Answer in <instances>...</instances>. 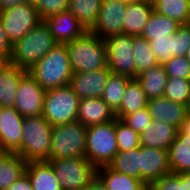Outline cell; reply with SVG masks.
<instances>
[{"instance_id": "obj_1", "label": "cell", "mask_w": 190, "mask_h": 190, "mask_svg": "<svg viewBox=\"0 0 190 190\" xmlns=\"http://www.w3.org/2000/svg\"><path fill=\"white\" fill-rule=\"evenodd\" d=\"M56 44L48 26L41 21L22 39L11 45L7 62L28 71Z\"/></svg>"}, {"instance_id": "obj_2", "label": "cell", "mask_w": 190, "mask_h": 190, "mask_svg": "<svg viewBox=\"0 0 190 190\" xmlns=\"http://www.w3.org/2000/svg\"><path fill=\"white\" fill-rule=\"evenodd\" d=\"M28 73L45 91L69 85L73 71L66 45L57 43Z\"/></svg>"}, {"instance_id": "obj_3", "label": "cell", "mask_w": 190, "mask_h": 190, "mask_svg": "<svg viewBox=\"0 0 190 190\" xmlns=\"http://www.w3.org/2000/svg\"><path fill=\"white\" fill-rule=\"evenodd\" d=\"M73 73L89 72L108 67L104 39L87 31L65 44Z\"/></svg>"}, {"instance_id": "obj_4", "label": "cell", "mask_w": 190, "mask_h": 190, "mask_svg": "<svg viewBox=\"0 0 190 190\" xmlns=\"http://www.w3.org/2000/svg\"><path fill=\"white\" fill-rule=\"evenodd\" d=\"M52 128L40 116L24 117L20 147L14 152L28 161H45L50 156Z\"/></svg>"}, {"instance_id": "obj_5", "label": "cell", "mask_w": 190, "mask_h": 190, "mask_svg": "<svg viewBox=\"0 0 190 190\" xmlns=\"http://www.w3.org/2000/svg\"><path fill=\"white\" fill-rule=\"evenodd\" d=\"M86 130L78 121L53 126L50 156L45 161L86 157Z\"/></svg>"}, {"instance_id": "obj_6", "label": "cell", "mask_w": 190, "mask_h": 190, "mask_svg": "<svg viewBox=\"0 0 190 190\" xmlns=\"http://www.w3.org/2000/svg\"><path fill=\"white\" fill-rule=\"evenodd\" d=\"M117 153L115 119L87 127L86 158L95 168L107 166Z\"/></svg>"}, {"instance_id": "obj_7", "label": "cell", "mask_w": 190, "mask_h": 190, "mask_svg": "<svg viewBox=\"0 0 190 190\" xmlns=\"http://www.w3.org/2000/svg\"><path fill=\"white\" fill-rule=\"evenodd\" d=\"M42 116L52 126L77 121L80 98L69 85L46 90Z\"/></svg>"}, {"instance_id": "obj_8", "label": "cell", "mask_w": 190, "mask_h": 190, "mask_svg": "<svg viewBox=\"0 0 190 190\" xmlns=\"http://www.w3.org/2000/svg\"><path fill=\"white\" fill-rule=\"evenodd\" d=\"M62 190H82L96 176V168L86 157L49 161Z\"/></svg>"}, {"instance_id": "obj_9", "label": "cell", "mask_w": 190, "mask_h": 190, "mask_svg": "<svg viewBox=\"0 0 190 190\" xmlns=\"http://www.w3.org/2000/svg\"><path fill=\"white\" fill-rule=\"evenodd\" d=\"M107 65L112 73L135 79L133 35L116 34L104 39Z\"/></svg>"}, {"instance_id": "obj_10", "label": "cell", "mask_w": 190, "mask_h": 190, "mask_svg": "<svg viewBox=\"0 0 190 190\" xmlns=\"http://www.w3.org/2000/svg\"><path fill=\"white\" fill-rule=\"evenodd\" d=\"M0 16L5 35L11 45L41 22L35 5L28 2L2 10Z\"/></svg>"}, {"instance_id": "obj_11", "label": "cell", "mask_w": 190, "mask_h": 190, "mask_svg": "<svg viewBox=\"0 0 190 190\" xmlns=\"http://www.w3.org/2000/svg\"><path fill=\"white\" fill-rule=\"evenodd\" d=\"M127 4L121 0H102L97 21L90 32L96 34L101 39L124 34V17Z\"/></svg>"}, {"instance_id": "obj_12", "label": "cell", "mask_w": 190, "mask_h": 190, "mask_svg": "<svg viewBox=\"0 0 190 190\" xmlns=\"http://www.w3.org/2000/svg\"><path fill=\"white\" fill-rule=\"evenodd\" d=\"M45 90L27 72L17 88L15 110L22 117L40 116L43 112Z\"/></svg>"}, {"instance_id": "obj_13", "label": "cell", "mask_w": 190, "mask_h": 190, "mask_svg": "<svg viewBox=\"0 0 190 190\" xmlns=\"http://www.w3.org/2000/svg\"><path fill=\"white\" fill-rule=\"evenodd\" d=\"M170 173L168 151L140 146V180L149 187L154 181Z\"/></svg>"}, {"instance_id": "obj_14", "label": "cell", "mask_w": 190, "mask_h": 190, "mask_svg": "<svg viewBox=\"0 0 190 190\" xmlns=\"http://www.w3.org/2000/svg\"><path fill=\"white\" fill-rule=\"evenodd\" d=\"M110 73L108 67L84 73H73L69 86L80 99L101 98Z\"/></svg>"}, {"instance_id": "obj_15", "label": "cell", "mask_w": 190, "mask_h": 190, "mask_svg": "<svg viewBox=\"0 0 190 190\" xmlns=\"http://www.w3.org/2000/svg\"><path fill=\"white\" fill-rule=\"evenodd\" d=\"M43 21L56 42L60 44L71 42L87 32L69 10L52 15Z\"/></svg>"}, {"instance_id": "obj_16", "label": "cell", "mask_w": 190, "mask_h": 190, "mask_svg": "<svg viewBox=\"0 0 190 190\" xmlns=\"http://www.w3.org/2000/svg\"><path fill=\"white\" fill-rule=\"evenodd\" d=\"M23 121L14 107L1 108L0 142L8 153H14L21 145Z\"/></svg>"}, {"instance_id": "obj_17", "label": "cell", "mask_w": 190, "mask_h": 190, "mask_svg": "<svg viewBox=\"0 0 190 190\" xmlns=\"http://www.w3.org/2000/svg\"><path fill=\"white\" fill-rule=\"evenodd\" d=\"M147 109L152 120L167 122L177 129L187 118V106L171 101L165 96L149 99Z\"/></svg>"}, {"instance_id": "obj_18", "label": "cell", "mask_w": 190, "mask_h": 190, "mask_svg": "<svg viewBox=\"0 0 190 190\" xmlns=\"http://www.w3.org/2000/svg\"><path fill=\"white\" fill-rule=\"evenodd\" d=\"M115 118L114 112L102 98L80 99L77 121L85 127L107 123Z\"/></svg>"}, {"instance_id": "obj_19", "label": "cell", "mask_w": 190, "mask_h": 190, "mask_svg": "<svg viewBox=\"0 0 190 190\" xmlns=\"http://www.w3.org/2000/svg\"><path fill=\"white\" fill-rule=\"evenodd\" d=\"M178 129L164 121L153 120L140 134V146L158 148L168 151L176 138Z\"/></svg>"}, {"instance_id": "obj_20", "label": "cell", "mask_w": 190, "mask_h": 190, "mask_svg": "<svg viewBox=\"0 0 190 190\" xmlns=\"http://www.w3.org/2000/svg\"><path fill=\"white\" fill-rule=\"evenodd\" d=\"M28 71L5 62L0 66V106L3 108L14 107L17 88L20 79Z\"/></svg>"}, {"instance_id": "obj_21", "label": "cell", "mask_w": 190, "mask_h": 190, "mask_svg": "<svg viewBox=\"0 0 190 190\" xmlns=\"http://www.w3.org/2000/svg\"><path fill=\"white\" fill-rule=\"evenodd\" d=\"M25 173L28 175L33 190H62L49 162L28 161Z\"/></svg>"}, {"instance_id": "obj_22", "label": "cell", "mask_w": 190, "mask_h": 190, "mask_svg": "<svg viewBox=\"0 0 190 190\" xmlns=\"http://www.w3.org/2000/svg\"><path fill=\"white\" fill-rule=\"evenodd\" d=\"M96 176L107 190H147L149 188L142 180L117 172L108 165L96 168Z\"/></svg>"}, {"instance_id": "obj_23", "label": "cell", "mask_w": 190, "mask_h": 190, "mask_svg": "<svg viewBox=\"0 0 190 190\" xmlns=\"http://www.w3.org/2000/svg\"><path fill=\"white\" fill-rule=\"evenodd\" d=\"M153 11V6L148 0L127 4L124 17V34L141 35Z\"/></svg>"}, {"instance_id": "obj_24", "label": "cell", "mask_w": 190, "mask_h": 190, "mask_svg": "<svg viewBox=\"0 0 190 190\" xmlns=\"http://www.w3.org/2000/svg\"><path fill=\"white\" fill-rule=\"evenodd\" d=\"M136 80L141 84V87L149 100L164 95L168 76L164 65L158 64L137 75Z\"/></svg>"}, {"instance_id": "obj_25", "label": "cell", "mask_w": 190, "mask_h": 190, "mask_svg": "<svg viewBox=\"0 0 190 190\" xmlns=\"http://www.w3.org/2000/svg\"><path fill=\"white\" fill-rule=\"evenodd\" d=\"M168 159L171 173L190 171V137L178 130L175 140L168 149Z\"/></svg>"}, {"instance_id": "obj_26", "label": "cell", "mask_w": 190, "mask_h": 190, "mask_svg": "<svg viewBox=\"0 0 190 190\" xmlns=\"http://www.w3.org/2000/svg\"><path fill=\"white\" fill-rule=\"evenodd\" d=\"M148 98L141 84L136 79H131L126 87L119 110L115 113L116 119H122L125 115L147 108Z\"/></svg>"}, {"instance_id": "obj_27", "label": "cell", "mask_w": 190, "mask_h": 190, "mask_svg": "<svg viewBox=\"0 0 190 190\" xmlns=\"http://www.w3.org/2000/svg\"><path fill=\"white\" fill-rule=\"evenodd\" d=\"M27 161L17 153H6L0 158V190H7L25 174Z\"/></svg>"}, {"instance_id": "obj_28", "label": "cell", "mask_w": 190, "mask_h": 190, "mask_svg": "<svg viewBox=\"0 0 190 190\" xmlns=\"http://www.w3.org/2000/svg\"><path fill=\"white\" fill-rule=\"evenodd\" d=\"M181 24L167 16L153 11L141 36L151 41L156 38L168 37L174 34Z\"/></svg>"}, {"instance_id": "obj_29", "label": "cell", "mask_w": 190, "mask_h": 190, "mask_svg": "<svg viewBox=\"0 0 190 190\" xmlns=\"http://www.w3.org/2000/svg\"><path fill=\"white\" fill-rule=\"evenodd\" d=\"M102 0H69V11L90 31L98 17Z\"/></svg>"}, {"instance_id": "obj_30", "label": "cell", "mask_w": 190, "mask_h": 190, "mask_svg": "<svg viewBox=\"0 0 190 190\" xmlns=\"http://www.w3.org/2000/svg\"><path fill=\"white\" fill-rule=\"evenodd\" d=\"M131 78L110 73L106 87L102 94V99L109 106V108L114 112V114L119 110L120 104L122 102L126 87Z\"/></svg>"}, {"instance_id": "obj_31", "label": "cell", "mask_w": 190, "mask_h": 190, "mask_svg": "<svg viewBox=\"0 0 190 190\" xmlns=\"http://www.w3.org/2000/svg\"><path fill=\"white\" fill-rule=\"evenodd\" d=\"M108 166L117 172L140 180V147L118 152Z\"/></svg>"}, {"instance_id": "obj_32", "label": "cell", "mask_w": 190, "mask_h": 190, "mask_svg": "<svg viewBox=\"0 0 190 190\" xmlns=\"http://www.w3.org/2000/svg\"><path fill=\"white\" fill-rule=\"evenodd\" d=\"M135 53V79L137 75L158 65V60L152 52L149 41L141 35H133Z\"/></svg>"}, {"instance_id": "obj_33", "label": "cell", "mask_w": 190, "mask_h": 190, "mask_svg": "<svg viewBox=\"0 0 190 190\" xmlns=\"http://www.w3.org/2000/svg\"><path fill=\"white\" fill-rule=\"evenodd\" d=\"M153 10L180 24L190 23V0H164L157 3Z\"/></svg>"}, {"instance_id": "obj_34", "label": "cell", "mask_w": 190, "mask_h": 190, "mask_svg": "<svg viewBox=\"0 0 190 190\" xmlns=\"http://www.w3.org/2000/svg\"><path fill=\"white\" fill-rule=\"evenodd\" d=\"M150 190H190V171L170 173L154 181Z\"/></svg>"}, {"instance_id": "obj_35", "label": "cell", "mask_w": 190, "mask_h": 190, "mask_svg": "<svg viewBox=\"0 0 190 190\" xmlns=\"http://www.w3.org/2000/svg\"><path fill=\"white\" fill-rule=\"evenodd\" d=\"M163 96L171 101L187 106L190 100V80L184 78H168Z\"/></svg>"}, {"instance_id": "obj_36", "label": "cell", "mask_w": 190, "mask_h": 190, "mask_svg": "<svg viewBox=\"0 0 190 190\" xmlns=\"http://www.w3.org/2000/svg\"><path fill=\"white\" fill-rule=\"evenodd\" d=\"M115 132L118 143V152L129 151L140 147V134L127 126L120 119L115 118Z\"/></svg>"}, {"instance_id": "obj_37", "label": "cell", "mask_w": 190, "mask_h": 190, "mask_svg": "<svg viewBox=\"0 0 190 190\" xmlns=\"http://www.w3.org/2000/svg\"><path fill=\"white\" fill-rule=\"evenodd\" d=\"M190 48V23L181 24L172 34V56H185Z\"/></svg>"}, {"instance_id": "obj_38", "label": "cell", "mask_w": 190, "mask_h": 190, "mask_svg": "<svg viewBox=\"0 0 190 190\" xmlns=\"http://www.w3.org/2000/svg\"><path fill=\"white\" fill-rule=\"evenodd\" d=\"M149 45L160 65H165L173 59L172 34L168 37L153 39L149 41Z\"/></svg>"}, {"instance_id": "obj_39", "label": "cell", "mask_w": 190, "mask_h": 190, "mask_svg": "<svg viewBox=\"0 0 190 190\" xmlns=\"http://www.w3.org/2000/svg\"><path fill=\"white\" fill-rule=\"evenodd\" d=\"M35 7L43 21L52 15L69 10V0H39Z\"/></svg>"}, {"instance_id": "obj_40", "label": "cell", "mask_w": 190, "mask_h": 190, "mask_svg": "<svg viewBox=\"0 0 190 190\" xmlns=\"http://www.w3.org/2000/svg\"><path fill=\"white\" fill-rule=\"evenodd\" d=\"M168 78H184L190 80V64L185 56H176L165 65Z\"/></svg>"}, {"instance_id": "obj_41", "label": "cell", "mask_w": 190, "mask_h": 190, "mask_svg": "<svg viewBox=\"0 0 190 190\" xmlns=\"http://www.w3.org/2000/svg\"><path fill=\"white\" fill-rule=\"evenodd\" d=\"M121 121L139 134H141L149 125H153V120L147 108H143L135 113L125 115Z\"/></svg>"}, {"instance_id": "obj_42", "label": "cell", "mask_w": 190, "mask_h": 190, "mask_svg": "<svg viewBox=\"0 0 190 190\" xmlns=\"http://www.w3.org/2000/svg\"><path fill=\"white\" fill-rule=\"evenodd\" d=\"M11 52V44L9 43L0 16V55L7 61Z\"/></svg>"}, {"instance_id": "obj_43", "label": "cell", "mask_w": 190, "mask_h": 190, "mask_svg": "<svg viewBox=\"0 0 190 190\" xmlns=\"http://www.w3.org/2000/svg\"><path fill=\"white\" fill-rule=\"evenodd\" d=\"M7 190H33L28 175L25 173L16 182H14Z\"/></svg>"}, {"instance_id": "obj_44", "label": "cell", "mask_w": 190, "mask_h": 190, "mask_svg": "<svg viewBox=\"0 0 190 190\" xmlns=\"http://www.w3.org/2000/svg\"><path fill=\"white\" fill-rule=\"evenodd\" d=\"M82 190H107L100 179L95 176Z\"/></svg>"}, {"instance_id": "obj_45", "label": "cell", "mask_w": 190, "mask_h": 190, "mask_svg": "<svg viewBox=\"0 0 190 190\" xmlns=\"http://www.w3.org/2000/svg\"><path fill=\"white\" fill-rule=\"evenodd\" d=\"M26 0H0V11L25 3Z\"/></svg>"}, {"instance_id": "obj_46", "label": "cell", "mask_w": 190, "mask_h": 190, "mask_svg": "<svg viewBox=\"0 0 190 190\" xmlns=\"http://www.w3.org/2000/svg\"><path fill=\"white\" fill-rule=\"evenodd\" d=\"M183 135L190 137V118L187 116L186 120L178 129Z\"/></svg>"}, {"instance_id": "obj_47", "label": "cell", "mask_w": 190, "mask_h": 190, "mask_svg": "<svg viewBox=\"0 0 190 190\" xmlns=\"http://www.w3.org/2000/svg\"><path fill=\"white\" fill-rule=\"evenodd\" d=\"M121 1L124 2L125 4H134V3L144 2L147 0H121Z\"/></svg>"}, {"instance_id": "obj_48", "label": "cell", "mask_w": 190, "mask_h": 190, "mask_svg": "<svg viewBox=\"0 0 190 190\" xmlns=\"http://www.w3.org/2000/svg\"><path fill=\"white\" fill-rule=\"evenodd\" d=\"M7 151L3 148L1 142H0V158L3 157Z\"/></svg>"}, {"instance_id": "obj_49", "label": "cell", "mask_w": 190, "mask_h": 190, "mask_svg": "<svg viewBox=\"0 0 190 190\" xmlns=\"http://www.w3.org/2000/svg\"><path fill=\"white\" fill-rule=\"evenodd\" d=\"M164 0H148V2L154 7L157 3L162 2Z\"/></svg>"}, {"instance_id": "obj_50", "label": "cell", "mask_w": 190, "mask_h": 190, "mask_svg": "<svg viewBox=\"0 0 190 190\" xmlns=\"http://www.w3.org/2000/svg\"><path fill=\"white\" fill-rule=\"evenodd\" d=\"M185 57H186V60H187V61L189 62V64H190V48L187 50V53H186Z\"/></svg>"}, {"instance_id": "obj_51", "label": "cell", "mask_w": 190, "mask_h": 190, "mask_svg": "<svg viewBox=\"0 0 190 190\" xmlns=\"http://www.w3.org/2000/svg\"><path fill=\"white\" fill-rule=\"evenodd\" d=\"M26 2L32 5H36L39 2V0H26Z\"/></svg>"}, {"instance_id": "obj_52", "label": "cell", "mask_w": 190, "mask_h": 190, "mask_svg": "<svg viewBox=\"0 0 190 190\" xmlns=\"http://www.w3.org/2000/svg\"><path fill=\"white\" fill-rule=\"evenodd\" d=\"M187 116L190 118V100L187 104Z\"/></svg>"}, {"instance_id": "obj_53", "label": "cell", "mask_w": 190, "mask_h": 190, "mask_svg": "<svg viewBox=\"0 0 190 190\" xmlns=\"http://www.w3.org/2000/svg\"><path fill=\"white\" fill-rule=\"evenodd\" d=\"M6 60L0 55V66L4 64Z\"/></svg>"}]
</instances>
